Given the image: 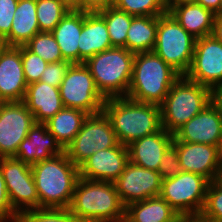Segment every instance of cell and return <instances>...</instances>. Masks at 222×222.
Wrapping results in <instances>:
<instances>
[{
    "instance_id": "1",
    "label": "cell",
    "mask_w": 222,
    "mask_h": 222,
    "mask_svg": "<svg viewBox=\"0 0 222 222\" xmlns=\"http://www.w3.org/2000/svg\"><path fill=\"white\" fill-rule=\"evenodd\" d=\"M68 209L79 222H118L126 207L113 182L79 178Z\"/></svg>"
},
{
    "instance_id": "12",
    "label": "cell",
    "mask_w": 222,
    "mask_h": 222,
    "mask_svg": "<svg viewBox=\"0 0 222 222\" xmlns=\"http://www.w3.org/2000/svg\"><path fill=\"white\" fill-rule=\"evenodd\" d=\"M34 124L23 101L0 102V158L14 157Z\"/></svg>"
},
{
    "instance_id": "38",
    "label": "cell",
    "mask_w": 222,
    "mask_h": 222,
    "mask_svg": "<svg viewBox=\"0 0 222 222\" xmlns=\"http://www.w3.org/2000/svg\"><path fill=\"white\" fill-rule=\"evenodd\" d=\"M19 0H0V42L10 33Z\"/></svg>"
},
{
    "instance_id": "41",
    "label": "cell",
    "mask_w": 222,
    "mask_h": 222,
    "mask_svg": "<svg viewBox=\"0 0 222 222\" xmlns=\"http://www.w3.org/2000/svg\"><path fill=\"white\" fill-rule=\"evenodd\" d=\"M210 103L222 116V84L210 88Z\"/></svg>"
},
{
    "instance_id": "3",
    "label": "cell",
    "mask_w": 222,
    "mask_h": 222,
    "mask_svg": "<svg viewBox=\"0 0 222 222\" xmlns=\"http://www.w3.org/2000/svg\"><path fill=\"white\" fill-rule=\"evenodd\" d=\"M39 208H68L80 178L75 166L64 152L31 165Z\"/></svg>"
},
{
    "instance_id": "24",
    "label": "cell",
    "mask_w": 222,
    "mask_h": 222,
    "mask_svg": "<svg viewBox=\"0 0 222 222\" xmlns=\"http://www.w3.org/2000/svg\"><path fill=\"white\" fill-rule=\"evenodd\" d=\"M83 26V10L70 9L51 31L65 61L79 64L78 42Z\"/></svg>"
},
{
    "instance_id": "31",
    "label": "cell",
    "mask_w": 222,
    "mask_h": 222,
    "mask_svg": "<svg viewBox=\"0 0 222 222\" xmlns=\"http://www.w3.org/2000/svg\"><path fill=\"white\" fill-rule=\"evenodd\" d=\"M112 5L133 16H160L168 12L167 0H113Z\"/></svg>"
},
{
    "instance_id": "2",
    "label": "cell",
    "mask_w": 222,
    "mask_h": 222,
    "mask_svg": "<svg viewBox=\"0 0 222 222\" xmlns=\"http://www.w3.org/2000/svg\"><path fill=\"white\" fill-rule=\"evenodd\" d=\"M103 112L109 118L118 142L126 146L162 128L159 105L117 97L106 99Z\"/></svg>"
},
{
    "instance_id": "13",
    "label": "cell",
    "mask_w": 222,
    "mask_h": 222,
    "mask_svg": "<svg viewBox=\"0 0 222 222\" xmlns=\"http://www.w3.org/2000/svg\"><path fill=\"white\" fill-rule=\"evenodd\" d=\"M185 77L212 88L222 84V43L212 35L196 39L192 62Z\"/></svg>"
},
{
    "instance_id": "20",
    "label": "cell",
    "mask_w": 222,
    "mask_h": 222,
    "mask_svg": "<svg viewBox=\"0 0 222 222\" xmlns=\"http://www.w3.org/2000/svg\"><path fill=\"white\" fill-rule=\"evenodd\" d=\"M174 134L161 128L154 134L132 141L128 146L129 161L137 166L158 171L166 149L173 143Z\"/></svg>"
},
{
    "instance_id": "45",
    "label": "cell",
    "mask_w": 222,
    "mask_h": 222,
    "mask_svg": "<svg viewBox=\"0 0 222 222\" xmlns=\"http://www.w3.org/2000/svg\"><path fill=\"white\" fill-rule=\"evenodd\" d=\"M70 9H78V0H60Z\"/></svg>"
},
{
    "instance_id": "4",
    "label": "cell",
    "mask_w": 222,
    "mask_h": 222,
    "mask_svg": "<svg viewBox=\"0 0 222 222\" xmlns=\"http://www.w3.org/2000/svg\"><path fill=\"white\" fill-rule=\"evenodd\" d=\"M181 75L153 51L135 54L128 98L161 105Z\"/></svg>"
},
{
    "instance_id": "26",
    "label": "cell",
    "mask_w": 222,
    "mask_h": 222,
    "mask_svg": "<svg viewBox=\"0 0 222 222\" xmlns=\"http://www.w3.org/2000/svg\"><path fill=\"white\" fill-rule=\"evenodd\" d=\"M180 215L160 196L126 206L127 222H178Z\"/></svg>"
},
{
    "instance_id": "40",
    "label": "cell",
    "mask_w": 222,
    "mask_h": 222,
    "mask_svg": "<svg viewBox=\"0 0 222 222\" xmlns=\"http://www.w3.org/2000/svg\"><path fill=\"white\" fill-rule=\"evenodd\" d=\"M113 0H78V9L97 11L98 9L111 6Z\"/></svg>"
},
{
    "instance_id": "10",
    "label": "cell",
    "mask_w": 222,
    "mask_h": 222,
    "mask_svg": "<svg viewBox=\"0 0 222 222\" xmlns=\"http://www.w3.org/2000/svg\"><path fill=\"white\" fill-rule=\"evenodd\" d=\"M118 143L109 118L101 112L88 115L78 134L66 147L65 153L79 167L97 151L115 147Z\"/></svg>"
},
{
    "instance_id": "19",
    "label": "cell",
    "mask_w": 222,
    "mask_h": 222,
    "mask_svg": "<svg viewBox=\"0 0 222 222\" xmlns=\"http://www.w3.org/2000/svg\"><path fill=\"white\" fill-rule=\"evenodd\" d=\"M64 152L65 149L48 131L46 124L35 123L20 143L14 157L23 163L33 165Z\"/></svg>"
},
{
    "instance_id": "11",
    "label": "cell",
    "mask_w": 222,
    "mask_h": 222,
    "mask_svg": "<svg viewBox=\"0 0 222 222\" xmlns=\"http://www.w3.org/2000/svg\"><path fill=\"white\" fill-rule=\"evenodd\" d=\"M0 171L6 184L11 206L18 215L24 211L39 208V198L31 165L23 163L15 157H4L0 158Z\"/></svg>"
},
{
    "instance_id": "25",
    "label": "cell",
    "mask_w": 222,
    "mask_h": 222,
    "mask_svg": "<svg viewBox=\"0 0 222 222\" xmlns=\"http://www.w3.org/2000/svg\"><path fill=\"white\" fill-rule=\"evenodd\" d=\"M39 32L36 0H19L14 13L11 31L1 41V44L16 47L25 45Z\"/></svg>"
},
{
    "instance_id": "21",
    "label": "cell",
    "mask_w": 222,
    "mask_h": 222,
    "mask_svg": "<svg viewBox=\"0 0 222 222\" xmlns=\"http://www.w3.org/2000/svg\"><path fill=\"white\" fill-rule=\"evenodd\" d=\"M78 42L79 64L95 54L113 48L105 20L96 11L83 10V26Z\"/></svg>"
},
{
    "instance_id": "42",
    "label": "cell",
    "mask_w": 222,
    "mask_h": 222,
    "mask_svg": "<svg viewBox=\"0 0 222 222\" xmlns=\"http://www.w3.org/2000/svg\"><path fill=\"white\" fill-rule=\"evenodd\" d=\"M211 35L222 43V17L215 16Z\"/></svg>"
},
{
    "instance_id": "29",
    "label": "cell",
    "mask_w": 222,
    "mask_h": 222,
    "mask_svg": "<svg viewBox=\"0 0 222 222\" xmlns=\"http://www.w3.org/2000/svg\"><path fill=\"white\" fill-rule=\"evenodd\" d=\"M96 12L105 20L112 47L126 48L127 32L133 15L113 5L98 9Z\"/></svg>"
},
{
    "instance_id": "28",
    "label": "cell",
    "mask_w": 222,
    "mask_h": 222,
    "mask_svg": "<svg viewBox=\"0 0 222 222\" xmlns=\"http://www.w3.org/2000/svg\"><path fill=\"white\" fill-rule=\"evenodd\" d=\"M158 16H133L126 38V49L133 54L151 52L156 43Z\"/></svg>"
},
{
    "instance_id": "39",
    "label": "cell",
    "mask_w": 222,
    "mask_h": 222,
    "mask_svg": "<svg viewBox=\"0 0 222 222\" xmlns=\"http://www.w3.org/2000/svg\"><path fill=\"white\" fill-rule=\"evenodd\" d=\"M0 216L11 219L12 222H17L18 214L11 206L9 195L7 193L6 184L0 171Z\"/></svg>"
},
{
    "instance_id": "43",
    "label": "cell",
    "mask_w": 222,
    "mask_h": 222,
    "mask_svg": "<svg viewBox=\"0 0 222 222\" xmlns=\"http://www.w3.org/2000/svg\"><path fill=\"white\" fill-rule=\"evenodd\" d=\"M220 1L221 0H196L195 2L211 10L215 14L219 9Z\"/></svg>"
},
{
    "instance_id": "22",
    "label": "cell",
    "mask_w": 222,
    "mask_h": 222,
    "mask_svg": "<svg viewBox=\"0 0 222 222\" xmlns=\"http://www.w3.org/2000/svg\"><path fill=\"white\" fill-rule=\"evenodd\" d=\"M23 102L33 114L35 123H45L64 108L59 88L42 81L28 84Z\"/></svg>"
},
{
    "instance_id": "15",
    "label": "cell",
    "mask_w": 222,
    "mask_h": 222,
    "mask_svg": "<svg viewBox=\"0 0 222 222\" xmlns=\"http://www.w3.org/2000/svg\"><path fill=\"white\" fill-rule=\"evenodd\" d=\"M177 147L182 171L192 172L210 182L222 177L220 148L210 144L173 142Z\"/></svg>"
},
{
    "instance_id": "8",
    "label": "cell",
    "mask_w": 222,
    "mask_h": 222,
    "mask_svg": "<svg viewBox=\"0 0 222 222\" xmlns=\"http://www.w3.org/2000/svg\"><path fill=\"white\" fill-rule=\"evenodd\" d=\"M209 183L202 175L181 171L175 177L162 180L159 196L180 216L200 215Z\"/></svg>"
},
{
    "instance_id": "35",
    "label": "cell",
    "mask_w": 222,
    "mask_h": 222,
    "mask_svg": "<svg viewBox=\"0 0 222 222\" xmlns=\"http://www.w3.org/2000/svg\"><path fill=\"white\" fill-rule=\"evenodd\" d=\"M21 61L27 84L39 81L48 64L40 56L31 52L25 45H21Z\"/></svg>"
},
{
    "instance_id": "33",
    "label": "cell",
    "mask_w": 222,
    "mask_h": 222,
    "mask_svg": "<svg viewBox=\"0 0 222 222\" xmlns=\"http://www.w3.org/2000/svg\"><path fill=\"white\" fill-rule=\"evenodd\" d=\"M17 222H79L68 208H37L18 215Z\"/></svg>"
},
{
    "instance_id": "44",
    "label": "cell",
    "mask_w": 222,
    "mask_h": 222,
    "mask_svg": "<svg viewBox=\"0 0 222 222\" xmlns=\"http://www.w3.org/2000/svg\"><path fill=\"white\" fill-rule=\"evenodd\" d=\"M178 222H212L204 219L201 215L181 216Z\"/></svg>"
},
{
    "instance_id": "46",
    "label": "cell",
    "mask_w": 222,
    "mask_h": 222,
    "mask_svg": "<svg viewBox=\"0 0 222 222\" xmlns=\"http://www.w3.org/2000/svg\"><path fill=\"white\" fill-rule=\"evenodd\" d=\"M168 3L195 2L196 0H167Z\"/></svg>"
},
{
    "instance_id": "6",
    "label": "cell",
    "mask_w": 222,
    "mask_h": 222,
    "mask_svg": "<svg viewBox=\"0 0 222 222\" xmlns=\"http://www.w3.org/2000/svg\"><path fill=\"white\" fill-rule=\"evenodd\" d=\"M210 104V88L181 76L160 105L161 126L174 134Z\"/></svg>"
},
{
    "instance_id": "30",
    "label": "cell",
    "mask_w": 222,
    "mask_h": 222,
    "mask_svg": "<svg viewBox=\"0 0 222 222\" xmlns=\"http://www.w3.org/2000/svg\"><path fill=\"white\" fill-rule=\"evenodd\" d=\"M60 0H36V15L40 32H51L69 12Z\"/></svg>"
},
{
    "instance_id": "32",
    "label": "cell",
    "mask_w": 222,
    "mask_h": 222,
    "mask_svg": "<svg viewBox=\"0 0 222 222\" xmlns=\"http://www.w3.org/2000/svg\"><path fill=\"white\" fill-rule=\"evenodd\" d=\"M25 46L47 63L65 61L61 54L60 47L51 32L37 33L25 44Z\"/></svg>"
},
{
    "instance_id": "18",
    "label": "cell",
    "mask_w": 222,
    "mask_h": 222,
    "mask_svg": "<svg viewBox=\"0 0 222 222\" xmlns=\"http://www.w3.org/2000/svg\"><path fill=\"white\" fill-rule=\"evenodd\" d=\"M28 84L23 72L21 46H0V102L23 101Z\"/></svg>"
},
{
    "instance_id": "23",
    "label": "cell",
    "mask_w": 222,
    "mask_h": 222,
    "mask_svg": "<svg viewBox=\"0 0 222 222\" xmlns=\"http://www.w3.org/2000/svg\"><path fill=\"white\" fill-rule=\"evenodd\" d=\"M168 12L194 38L211 35L215 14L196 2L168 3Z\"/></svg>"
},
{
    "instance_id": "14",
    "label": "cell",
    "mask_w": 222,
    "mask_h": 222,
    "mask_svg": "<svg viewBox=\"0 0 222 222\" xmlns=\"http://www.w3.org/2000/svg\"><path fill=\"white\" fill-rule=\"evenodd\" d=\"M124 206L157 197L161 191L162 178L157 171L137 166L130 161L114 182Z\"/></svg>"
},
{
    "instance_id": "17",
    "label": "cell",
    "mask_w": 222,
    "mask_h": 222,
    "mask_svg": "<svg viewBox=\"0 0 222 222\" xmlns=\"http://www.w3.org/2000/svg\"><path fill=\"white\" fill-rule=\"evenodd\" d=\"M173 142L222 145V116L210 103L175 133Z\"/></svg>"
},
{
    "instance_id": "50",
    "label": "cell",
    "mask_w": 222,
    "mask_h": 222,
    "mask_svg": "<svg viewBox=\"0 0 222 222\" xmlns=\"http://www.w3.org/2000/svg\"><path fill=\"white\" fill-rule=\"evenodd\" d=\"M118 222H127L125 219H123V220H120V221H118Z\"/></svg>"
},
{
    "instance_id": "9",
    "label": "cell",
    "mask_w": 222,
    "mask_h": 222,
    "mask_svg": "<svg viewBox=\"0 0 222 222\" xmlns=\"http://www.w3.org/2000/svg\"><path fill=\"white\" fill-rule=\"evenodd\" d=\"M59 90L64 107L80 109L89 115L103 112L106 99L97 89L84 63L70 65Z\"/></svg>"
},
{
    "instance_id": "47",
    "label": "cell",
    "mask_w": 222,
    "mask_h": 222,
    "mask_svg": "<svg viewBox=\"0 0 222 222\" xmlns=\"http://www.w3.org/2000/svg\"><path fill=\"white\" fill-rule=\"evenodd\" d=\"M215 16H221V17H222V0L220 1L219 9H218V11L215 13Z\"/></svg>"
},
{
    "instance_id": "27",
    "label": "cell",
    "mask_w": 222,
    "mask_h": 222,
    "mask_svg": "<svg viewBox=\"0 0 222 222\" xmlns=\"http://www.w3.org/2000/svg\"><path fill=\"white\" fill-rule=\"evenodd\" d=\"M88 115L83 110L64 107L46 121L45 124L48 131L66 149L80 131Z\"/></svg>"
},
{
    "instance_id": "16",
    "label": "cell",
    "mask_w": 222,
    "mask_h": 222,
    "mask_svg": "<svg viewBox=\"0 0 222 222\" xmlns=\"http://www.w3.org/2000/svg\"><path fill=\"white\" fill-rule=\"evenodd\" d=\"M129 162L126 145L97 151L79 166V176L87 180L115 182Z\"/></svg>"
},
{
    "instance_id": "37",
    "label": "cell",
    "mask_w": 222,
    "mask_h": 222,
    "mask_svg": "<svg viewBox=\"0 0 222 222\" xmlns=\"http://www.w3.org/2000/svg\"><path fill=\"white\" fill-rule=\"evenodd\" d=\"M70 65L68 61L48 63L39 81L59 88Z\"/></svg>"
},
{
    "instance_id": "48",
    "label": "cell",
    "mask_w": 222,
    "mask_h": 222,
    "mask_svg": "<svg viewBox=\"0 0 222 222\" xmlns=\"http://www.w3.org/2000/svg\"><path fill=\"white\" fill-rule=\"evenodd\" d=\"M8 222V221H11V220H8V218H5L3 216H0V222Z\"/></svg>"
},
{
    "instance_id": "36",
    "label": "cell",
    "mask_w": 222,
    "mask_h": 222,
    "mask_svg": "<svg viewBox=\"0 0 222 222\" xmlns=\"http://www.w3.org/2000/svg\"><path fill=\"white\" fill-rule=\"evenodd\" d=\"M182 171L178 158L177 147L172 143L165 151L160 162L158 173L162 180L175 177Z\"/></svg>"
},
{
    "instance_id": "49",
    "label": "cell",
    "mask_w": 222,
    "mask_h": 222,
    "mask_svg": "<svg viewBox=\"0 0 222 222\" xmlns=\"http://www.w3.org/2000/svg\"><path fill=\"white\" fill-rule=\"evenodd\" d=\"M220 155H221V158H222V145L220 147Z\"/></svg>"
},
{
    "instance_id": "5",
    "label": "cell",
    "mask_w": 222,
    "mask_h": 222,
    "mask_svg": "<svg viewBox=\"0 0 222 222\" xmlns=\"http://www.w3.org/2000/svg\"><path fill=\"white\" fill-rule=\"evenodd\" d=\"M134 56L126 48L113 47L95 54L84 63L105 99L127 96Z\"/></svg>"
},
{
    "instance_id": "34",
    "label": "cell",
    "mask_w": 222,
    "mask_h": 222,
    "mask_svg": "<svg viewBox=\"0 0 222 222\" xmlns=\"http://www.w3.org/2000/svg\"><path fill=\"white\" fill-rule=\"evenodd\" d=\"M204 219L222 222V177L209 183L202 213Z\"/></svg>"
},
{
    "instance_id": "7",
    "label": "cell",
    "mask_w": 222,
    "mask_h": 222,
    "mask_svg": "<svg viewBox=\"0 0 222 222\" xmlns=\"http://www.w3.org/2000/svg\"><path fill=\"white\" fill-rule=\"evenodd\" d=\"M196 38L189 34L169 13L158 16L156 43L153 52L181 76L190 68Z\"/></svg>"
}]
</instances>
